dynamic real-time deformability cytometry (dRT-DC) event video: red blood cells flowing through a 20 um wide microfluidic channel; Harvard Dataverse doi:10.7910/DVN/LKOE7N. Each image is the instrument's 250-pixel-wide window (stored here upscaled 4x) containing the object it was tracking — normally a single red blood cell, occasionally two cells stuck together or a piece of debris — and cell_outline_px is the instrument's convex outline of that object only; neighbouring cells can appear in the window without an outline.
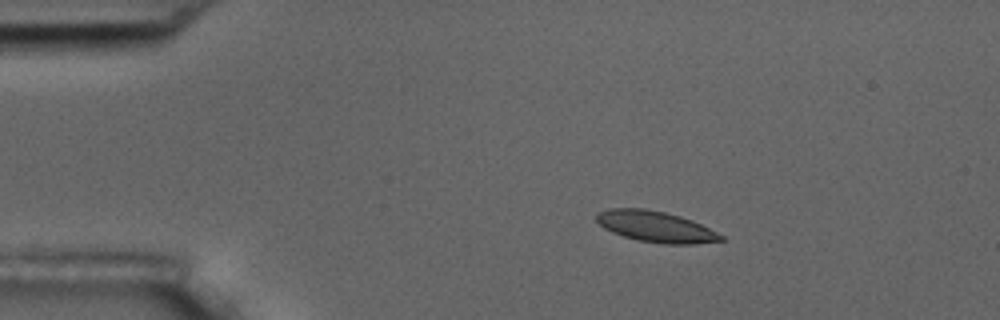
{"species": "common noctule bat (a hibernating species)", "species_latin": "Nyctalus noctula", "temperature_condition": "room temperature", "stored_images_in_passage": 4, "camera_frame_rate_fps": 3000, "um_per_image_px": 0.085, "animal": {"sex": "male", "body_mass_g": 17.5, "forearm_length_mm": 52.3}, "frame": {"image": 1, "passage_image": 2, "time_ms": 1.333, "image_size_px": [1000, 320], "cell_outline_px": [[724, 240], [696, 244], [664, 244], [640, 240], [624, 236], [612, 232], [604, 228], [596, 220], [596, 212], [608, 208], [644, 208], [664, 212], [680, 216], [692, 220], [724, 236]], "centroid_in_image_um": [55.71, 19.25], "position_along_channel_um": 29.3, "area_um2": 22.37}}